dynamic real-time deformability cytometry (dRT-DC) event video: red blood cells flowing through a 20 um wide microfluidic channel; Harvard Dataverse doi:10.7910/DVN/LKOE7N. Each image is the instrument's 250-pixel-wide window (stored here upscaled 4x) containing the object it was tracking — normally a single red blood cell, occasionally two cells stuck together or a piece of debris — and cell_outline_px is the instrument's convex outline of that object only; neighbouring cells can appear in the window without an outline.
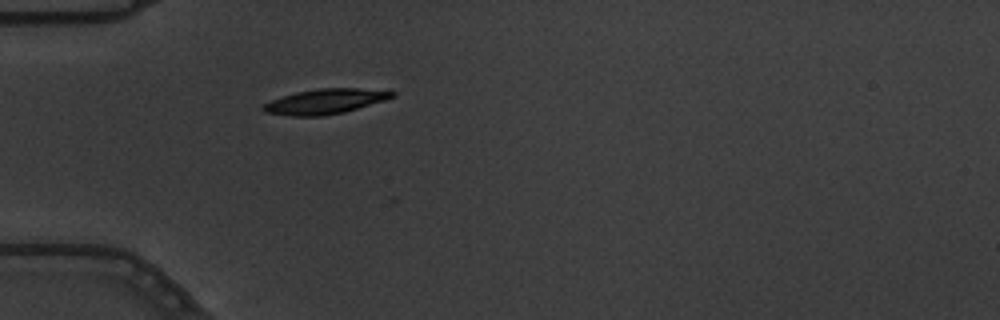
{"species": "common noctule bat (a hibernating species)", "species_latin": "Nyctalus noctula", "temperature_condition": "warm", "stored_images_in_passage": 1, "camera_frame_rate_fps": 3000, "um_per_image_px": 0.085, "animal": {"sex": "male", "body_mass_g": 19.5, "forearm_length_mm": 54.6}, "frame": {"image": 1, "passage_image": 1, "time_ms": 0.0, "image_size_px": [1000, 320], "cell_outline_px": [[396, 96], [384, 100], [344, 112], [320, 116], [288, 116], [264, 112], [260, 108], [264, 104], [280, 96], [296, 92], [320, 88], [356, 88], [396, 92]], "centroid_in_image_um": [27.58, 8.62], "position_along_channel_um": 57.4, "area_um2": 18.67}}